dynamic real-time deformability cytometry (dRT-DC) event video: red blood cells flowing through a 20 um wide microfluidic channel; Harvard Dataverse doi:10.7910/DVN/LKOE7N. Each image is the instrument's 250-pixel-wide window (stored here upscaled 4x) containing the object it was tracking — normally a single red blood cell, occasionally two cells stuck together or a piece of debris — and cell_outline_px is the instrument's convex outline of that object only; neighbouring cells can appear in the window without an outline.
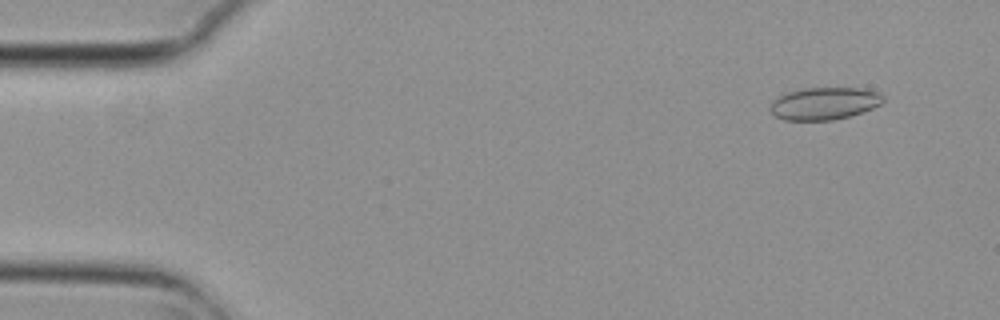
{"species": "common noctule bat (a hibernating species)", "species_latin": "Nyctalus noctula", "temperature_condition": "cold", "stored_images_in_passage": 7, "camera_frame_rate_fps": 3000, "um_per_image_px": 0.085, "animal": {"sex": "female", "body_mass_g": 29.2, "forearm_length_mm": 56.3}, "frame": {"image": 1, "passage_image": 2, "time_ms": 0.333, "image_size_px": [1000, 320], "cell_outline_px": [[884, 100], [880, 104], [872, 108], [848, 116], [832, 120], [784, 120], [776, 116], [768, 108], [772, 100], [788, 92], [804, 88], [864, 88], [876, 92], [884, 96]], "centroid_in_image_um": [70.04, 8.79], "position_along_channel_um": 15.0, "area_um2": 21.15}}
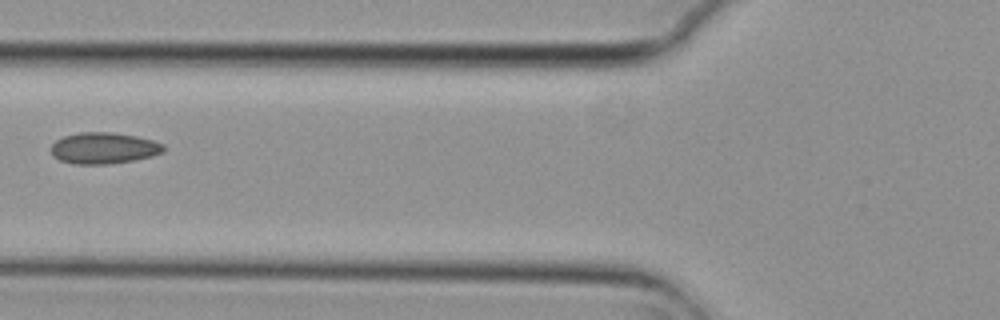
{"frame": {"image": 2, "passage_image": 6, "time_ms": 1.667, "image_size_px": [1000, 320], "cell_outline_px": [[164, 152], [152, 156], [112, 164], [72, 164], [60, 160], [52, 156], [52, 144], [56, 140], [64, 136], [80, 132], [112, 132], [136, 136], [152, 140], [164, 144]], "centroid_in_image_um": [8.82, 12.59], "position_along_channel_um": 117.0, "area_um2": 20.58}}
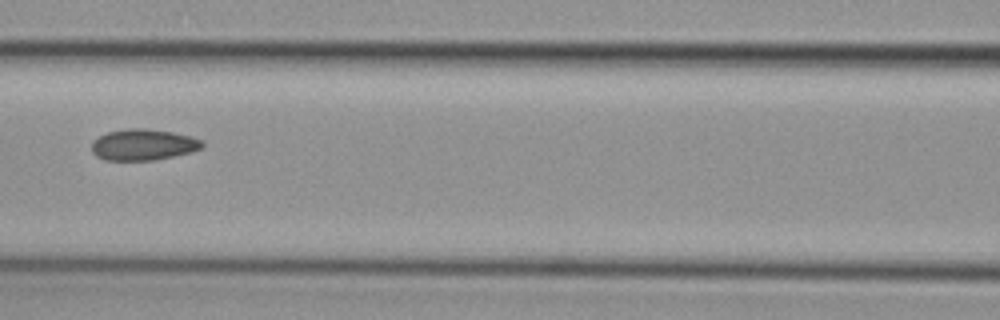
{"frame": {"image": 3, "passage_image": 7, "time_ms": 2.0, "image_size_px": [1000, 320], "cell_outline_px": [[204, 148], [192, 152], [152, 160], [104, 160], [96, 156], [92, 152], [92, 140], [108, 132], [128, 128], [144, 128], [172, 132], [192, 136], [204, 140]], "centroid_in_image_um": [12.21, 12.29], "position_along_channel_um": 154.4, "area_um2": 20.23}}